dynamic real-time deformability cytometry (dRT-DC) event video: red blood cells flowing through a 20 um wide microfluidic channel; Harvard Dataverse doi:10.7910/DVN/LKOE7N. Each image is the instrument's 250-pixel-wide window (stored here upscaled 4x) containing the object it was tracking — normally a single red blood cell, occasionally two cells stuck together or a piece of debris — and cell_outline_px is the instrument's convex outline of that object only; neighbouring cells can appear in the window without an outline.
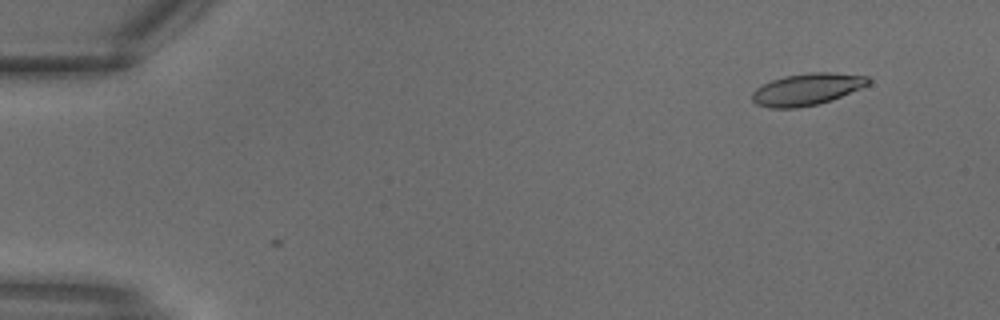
{"species": "common noctule bat (a hibernating species)", "species_latin": "Nyctalus noctula", "temperature_condition": "warm", "stored_images_in_passage": 3, "camera_frame_rate_fps": 3000, "um_per_image_px": 0.085, "animal": {"sex": "male", "body_mass_g": 18.8}, "frame": {"image": 1, "passage_image": 3, "time_ms": 0.667, "image_size_px": [1000, 320], "cell_outline_px": [[872, 80], [868, 84], [860, 88], [832, 100], [820, 104], [796, 108], [768, 108], [756, 104], [752, 100], [752, 92], [756, 88], [772, 80], [784, 76], [808, 72], [828, 72], [868, 76]], "centroid_in_image_um": [68.58, 7.59], "position_along_channel_um": 16.4, "area_um2": 21.62}}